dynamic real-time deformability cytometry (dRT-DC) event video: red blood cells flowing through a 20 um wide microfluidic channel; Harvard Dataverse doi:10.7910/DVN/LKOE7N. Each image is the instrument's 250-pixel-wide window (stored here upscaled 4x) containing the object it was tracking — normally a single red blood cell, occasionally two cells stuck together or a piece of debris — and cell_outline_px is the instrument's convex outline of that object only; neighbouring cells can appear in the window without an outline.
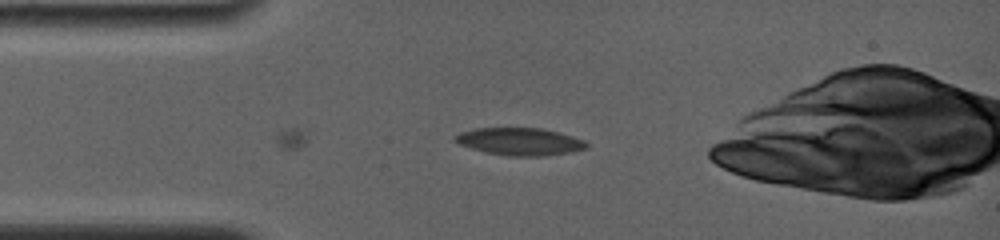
{"species": "common noctule bat (a hibernating species)", "species_latin": "Nyctalus noctula", "temperature_condition": "room temperature", "stored_images_in_passage": 23, "camera_frame_rate_fps": 4000, "um_per_image_px": 0.085, "animal": {"sex": "female", "body_mass_g": 19.0, "forearm_length_mm": 56.7}, "frame": {"image": 1, "passage_image": 1, "time_ms": 0.0, "image_size_px": [1000, 240], "cell_outline_px": [[588, 148], [572, 152], [544, 156], [508, 156], [484, 152], [460, 144], [452, 140], [452, 136], [460, 132], [476, 128], [544, 128], [560, 132], [584, 140], [588, 144]], "centroid_in_image_um": [44.19, 12.03], "position_along_channel_um": 40.8, "area_um2": 21.27}}
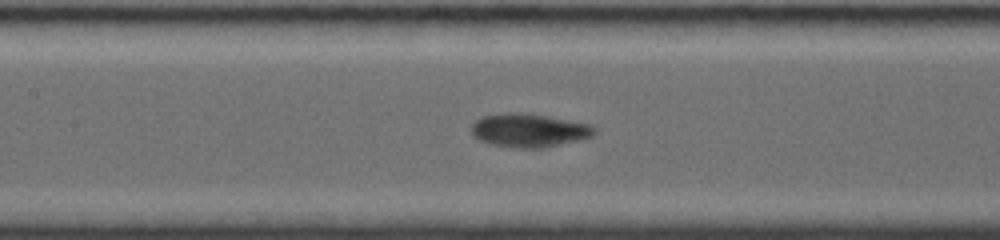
{"frame": {"image": 2, "passage_image": 9, "time_ms": 3.75, "image_size_px": [1000, 240], "cell_outline_px": [[596, 132], [592, 136], [544, 148], [520, 148], [492, 144], [480, 140], [472, 136], [472, 124], [480, 116], [508, 112], [520, 112], [548, 116], [592, 124], [596, 128]], "centroid_in_image_um": [44.96, 11.06], "position_along_channel_um": 162.4, "area_um2": 24.04}}